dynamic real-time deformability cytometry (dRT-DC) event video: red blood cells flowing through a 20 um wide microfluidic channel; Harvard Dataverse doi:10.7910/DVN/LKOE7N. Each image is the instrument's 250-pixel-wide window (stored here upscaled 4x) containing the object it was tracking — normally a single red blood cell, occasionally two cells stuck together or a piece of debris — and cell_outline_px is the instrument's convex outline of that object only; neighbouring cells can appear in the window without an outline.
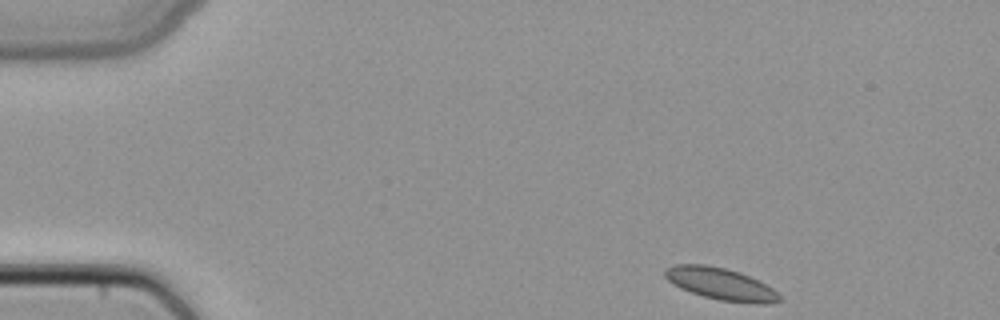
{"species": "common noctule bat (a hibernating species)", "species_latin": "Nyctalus noctula", "temperature_condition": "cold", "stored_images_in_passage": 44, "camera_frame_rate_fps": 3000, "um_per_image_px": 0.085, "animal": {"sex": "female", "body_mass_g": 22.7, "forearm_length_mm": 54.2}, "frame": {"image": 1, "passage_image": 1, "time_ms": 0.0, "image_size_px": [1000, 320], "cell_outline_px": [[784, 300], [772, 304], [752, 304], [720, 300], [704, 296], [680, 288], [672, 284], [664, 276], [664, 268], [676, 264], [704, 264], [724, 268], [740, 272], [772, 288]], "centroid_in_image_um": [61.26, 24.14], "position_along_channel_um": 23.7, "area_um2": 21.39}}
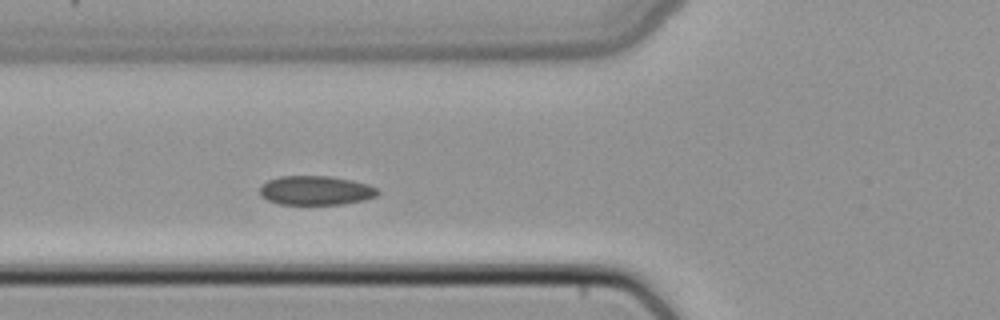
{"frame": {"image": 2, "passage_image": 13, "time_ms": 4.0, "image_size_px": [1000, 320], "cell_outline_px": [[380, 192], [376, 196], [364, 200], [344, 204], [280, 204], [268, 200], [260, 196], [260, 188], [268, 180], [280, 176], [332, 176], [352, 180], [368, 184], [376, 188]], "centroid_in_image_um": [26.86, 16.18], "position_along_channel_um": 98.9, "area_um2": 20.06}}
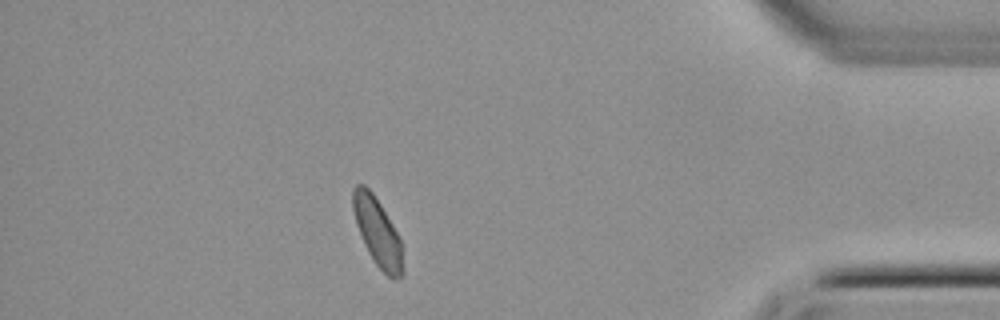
{"frame": {"image": 3, "passage_image": 38, "time_ms": 12.333, "image_size_px": [1000, 320], "cell_outline_px": [[404, 276], [396, 280], [392, 280], [372, 260], [364, 244], [356, 224], [352, 208], [352, 188], [356, 184], [364, 184], [372, 192], [380, 204], [400, 236], [404, 272]], "centroid_in_image_um": [32.1, 19.75], "position_along_channel_um": 403.1, "area_um2": 20.06}}